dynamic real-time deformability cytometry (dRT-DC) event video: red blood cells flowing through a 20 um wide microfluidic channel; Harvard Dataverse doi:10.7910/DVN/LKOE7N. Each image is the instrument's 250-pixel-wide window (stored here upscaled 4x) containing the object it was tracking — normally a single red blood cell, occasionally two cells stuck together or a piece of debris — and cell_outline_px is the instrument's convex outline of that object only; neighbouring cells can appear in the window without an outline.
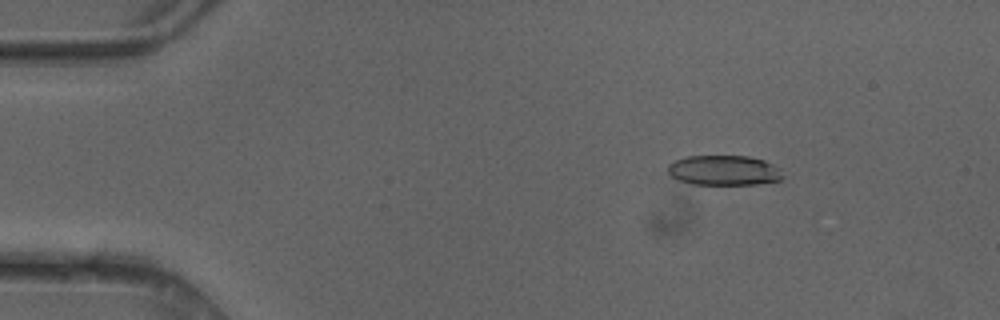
{"species": "common noctule bat (a hibernating species)", "species_latin": "Nyctalus noctula", "temperature_condition": "cold", "stored_images_in_passage": 49, "camera_frame_rate_fps": 3000, "um_per_image_px": 0.085, "animal": {"sex": "female"}, "frame": {"image": 1, "passage_image": 7, "time_ms": 2.0, "image_size_px": [1000, 320], "cell_outline_px": [[784, 176], [780, 180], [756, 184], [692, 184], [680, 180], [672, 176], [668, 172], [668, 164], [676, 160], [688, 156], [748, 156], [764, 160], [780, 168]], "centroid_in_image_um": [61.56, 14.47], "position_along_channel_um": 23.4, "area_um2": 20.0}}
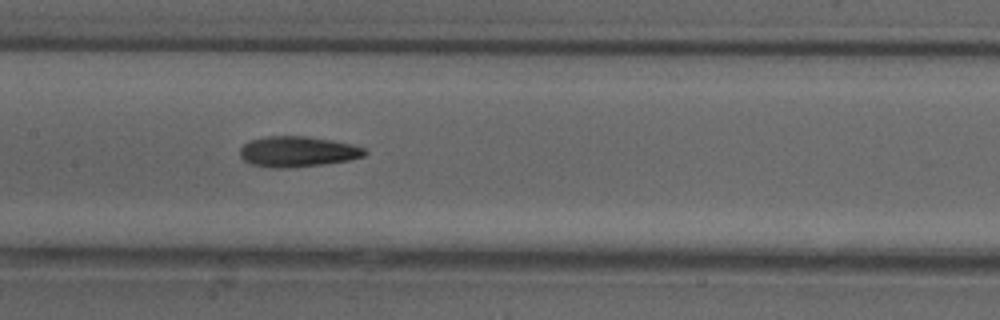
{"frame": {"image": 2, "passage_image": 24, "time_ms": 7.667, "image_size_px": [1000, 320], "cell_outline_px": [[368, 152], [364, 156], [348, 160], [324, 164], [288, 168], [272, 168], [248, 164], [240, 156], [240, 148], [244, 144], [252, 140], [268, 136], [308, 136], [332, 140], [352, 144], [364, 148]], "centroid_in_image_um": [25.29, 12.89], "position_along_channel_um": 182.1, "area_um2": 22.31}}
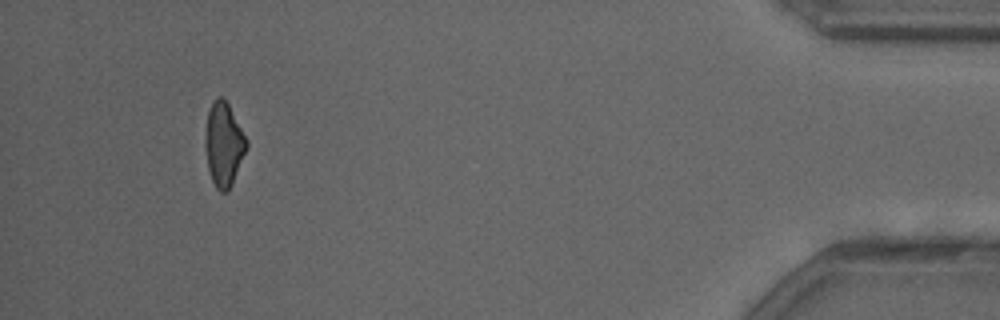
{"frame": {"image": 3, "passage_image": 46, "time_ms": 15.0, "image_size_px": [1000, 320], "cell_outline_px": [[248, 148], [232, 184], [228, 192], [220, 192], [216, 188], [212, 180], [208, 168], [204, 144], [208, 112], [212, 100], [216, 96], [224, 96], [248, 140]], "centroid_in_image_um": [19.03, 12.25], "position_along_channel_um": 416.2, "area_um2": 20.46}, "authors_computed_cell_mechanics": {"area_um2": 21.4438, "velocity_mm_per_s": 4.1658, "shape_relaxation_time_tau1_ms": 5.8573, "shape_relaxation_time_tau2_ms": 5.1647, "deformation_change_tau1": 0.1922, "deformation_change_tau2": 0.1697}}